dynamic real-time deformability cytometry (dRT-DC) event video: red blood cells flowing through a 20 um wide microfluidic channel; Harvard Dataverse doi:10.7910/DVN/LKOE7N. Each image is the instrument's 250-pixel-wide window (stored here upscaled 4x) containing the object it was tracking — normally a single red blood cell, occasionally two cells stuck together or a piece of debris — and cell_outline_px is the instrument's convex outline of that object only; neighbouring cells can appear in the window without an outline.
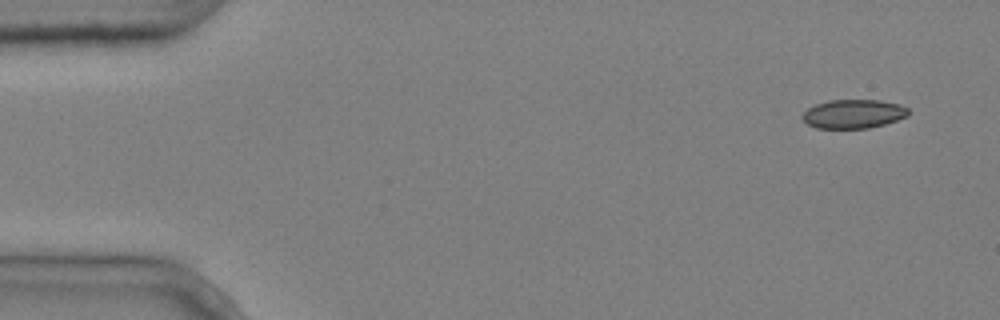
{"species": "common noctule bat (a hibernating species)", "species_latin": "Nyctalus noctula", "temperature_condition": "cold", "stored_images_in_passage": 5, "camera_frame_rate_fps": 3000, "um_per_image_px": 0.085, "animal": {"sex": "male", "body_mass_g": 20.4}, "frame": {"image": 1, "passage_image": 1, "time_ms": 0.0, "image_size_px": [1000, 320], "cell_outline_px": [[908, 116], [884, 124], [868, 128], [816, 128], [808, 124], [800, 116], [808, 108], [816, 104], [828, 100], [880, 100], [900, 104], [908, 108]], "centroid_in_image_um": [72.53, 9.67], "position_along_channel_um": 12.5, "area_um2": 17.8}}
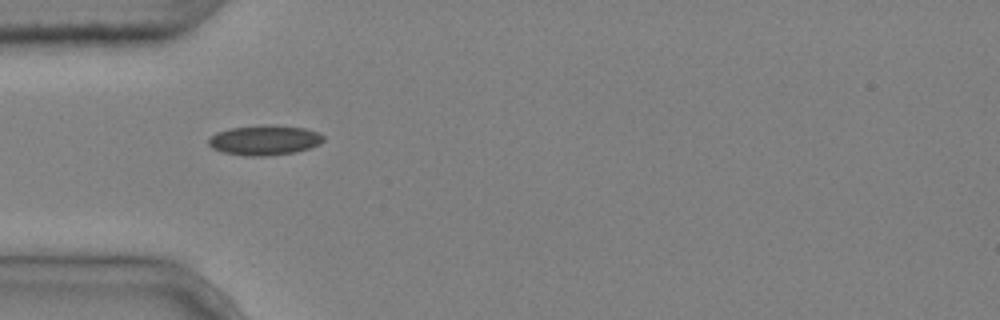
{"frame": {"image": 2, "passage_image": 4, "time_ms": 1.0, "image_size_px": [1000, 320], "cell_outline_px": [[324, 140], [320, 144], [296, 152], [264, 156], [244, 156], [224, 152], [212, 148], [208, 144], [208, 140], [216, 132], [228, 128], [264, 124], [268, 124], [304, 128], [316, 132], [324, 136]], "centroid_in_image_um": [22.46, 11.9], "position_along_channel_um": 62.5, "area_um2": 20.11}}